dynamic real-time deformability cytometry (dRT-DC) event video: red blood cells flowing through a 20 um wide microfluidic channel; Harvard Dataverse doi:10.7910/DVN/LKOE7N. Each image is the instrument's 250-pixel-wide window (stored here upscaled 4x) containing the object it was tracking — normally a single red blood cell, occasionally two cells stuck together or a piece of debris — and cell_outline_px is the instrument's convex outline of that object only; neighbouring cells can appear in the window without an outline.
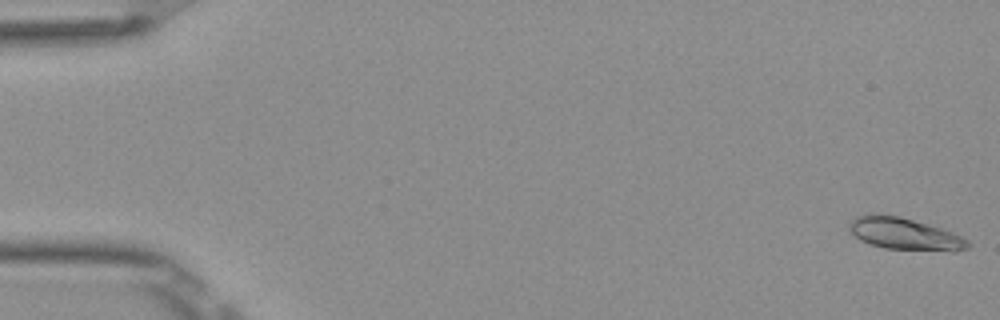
{"species": "Egyptian fruit bat (a non-hibernating species)", "species_latin": "Rousettus aegyptiacus", "temperature_condition": "room temperature", "stored_images_in_passage": 17, "camera_frame_rate_fps": 3000, "um_per_image_px": 0.085, "frame": {"image": 1, "passage_image": 1, "time_ms": 0.0, "image_size_px": [1000, 320], "cell_outline_px": [[968, 248], [952, 252], [884, 248], [868, 244], [860, 240], [848, 228], [848, 224], [856, 216], [900, 216], [940, 228], [952, 232], [968, 240]], "centroid_in_image_um": [76.93, 19.92], "position_along_channel_um": 8.1, "area_um2": 21.68}}
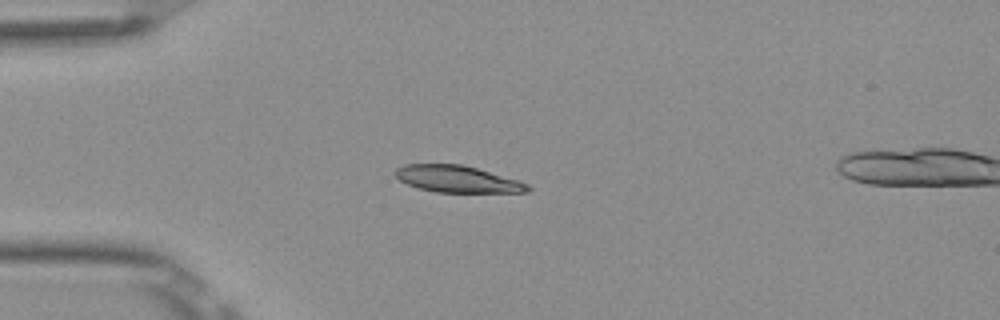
{"frame": {"image": 2, "passage_image": 14, "time_ms": 4.333, "image_size_px": [1000, 320], "cell_outline_px": [[532, 188], [528, 192], [436, 192], [420, 188], [408, 184], [400, 180], [392, 172], [396, 168], [404, 164], [464, 164], [516, 180], [528, 184]], "centroid_in_image_um": [38.84, 15.21], "position_along_channel_um": 46.2, "area_um2": 20.52}}